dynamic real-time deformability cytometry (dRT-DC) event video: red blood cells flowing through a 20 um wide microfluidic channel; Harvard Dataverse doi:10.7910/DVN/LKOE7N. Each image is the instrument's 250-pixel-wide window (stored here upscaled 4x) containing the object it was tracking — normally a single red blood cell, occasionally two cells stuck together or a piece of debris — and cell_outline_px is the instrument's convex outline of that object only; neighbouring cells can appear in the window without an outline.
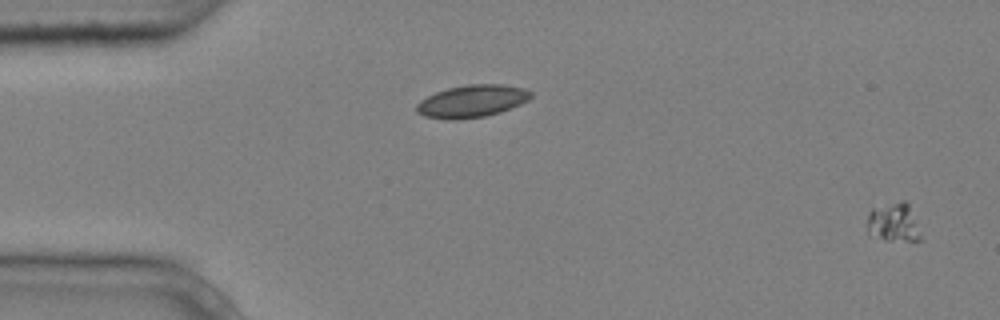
{"species": "common noctule bat (a hibernating species)", "species_latin": "Nyctalus noctula", "temperature_condition": "cold", "stored_images_in_passage": 4, "segment_of_instrument_passage": [2, 2], "camera_frame_rate_fps": 3000, "um_per_image_px": 0.085, "animal": {"sex": "male", "body_mass_g": 20.4}, "frame": {"image": 1, "passage_image": 4, "time_ms": 1.0, "image_size_px": [1000, 320], "cell_outline_px": [[924, 240], [884, 240], [868, 236], [868, 216], [872, 208], [900, 200], [904, 200], [908, 204]], "centroid_in_image_um": [75.95, 18.92], "position_along_channel_um": 9.1, "area_um2": 12.2}}